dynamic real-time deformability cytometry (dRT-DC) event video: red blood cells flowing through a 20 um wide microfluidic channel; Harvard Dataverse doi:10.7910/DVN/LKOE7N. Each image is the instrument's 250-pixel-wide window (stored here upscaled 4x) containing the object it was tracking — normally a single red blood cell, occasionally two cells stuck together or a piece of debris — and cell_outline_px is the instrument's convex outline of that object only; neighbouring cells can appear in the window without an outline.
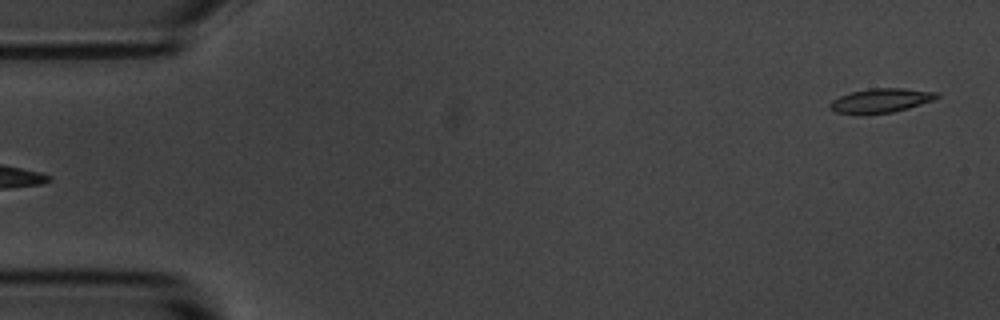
{"species": "common noctule bat (a hibernating species)", "species_latin": "Nyctalus noctula", "temperature_condition": "room temperature", "stored_images_in_passage": 4, "segment_of_instrument_passage": [2, 2], "camera_frame_rate_fps": 3000, "um_per_image_px": 0.085, "animal": {"sex": "male", "body_mass_g": 20.1, "forearm_length_mm": 53.5}, "frame": {"image": 1, "passage_image": 4, "time_ms": 3.333, "image_size_px": [1000, 320], "cell_outline_px": [[940, 96], [932, 100], [908, 108], [892, 112], [860, 116], [836, 112], [828, 108], [828, 104], [832, 100], [840, 96], [852, 92], [868, 88], [904, 88], [940, 92]], "centroid_in_image_um": [74.83, 8.56], "position_along_channel_um": 10.2, "area_um2": 15.43}}